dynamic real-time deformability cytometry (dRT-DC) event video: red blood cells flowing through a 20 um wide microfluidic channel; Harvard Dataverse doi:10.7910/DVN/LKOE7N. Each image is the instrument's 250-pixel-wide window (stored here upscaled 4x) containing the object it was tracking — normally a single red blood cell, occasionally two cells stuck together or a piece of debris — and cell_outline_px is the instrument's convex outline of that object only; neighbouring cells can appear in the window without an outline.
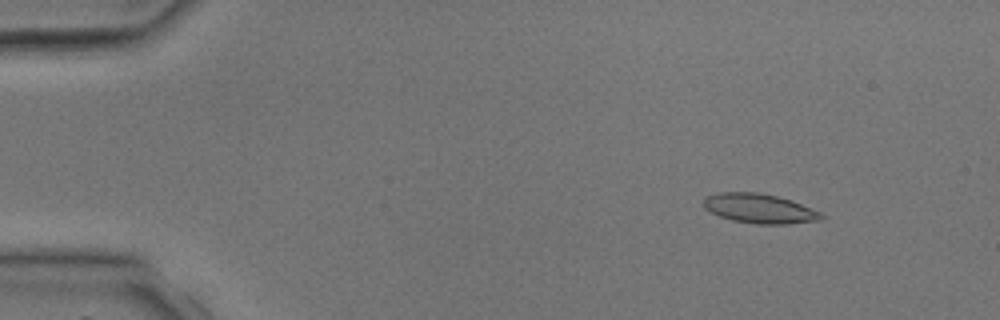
{"species": "common noctule bat (a hibernating species)", "species_latin": "Nyctalus noctula", "temperature_condition": "room temperature", "stored_images_in_passage": 3, "camera_frame_rate_fps": 3000, "um_per_image_px": 0.085, "animal": {"sex": "male", "body_mass_g": 17.9, "forearm_length_mm": 54.2}, "frame": {"image": 1, "passage_image": 1, "time_ms": 0.0, "image_size_px": [1000, 320], "cell_outline_px": [[824, 216], [820, 220], [788, 224], [756, 224], [732, 220], [720, 216], [704, 208], [704, 196], [720, 192], [760, 192], [792, 200], [820, 212]], "centroid_in_image_um": [64.54, 17.72], "position_along_channel_um": 20.5, "area_um2": 20.23}}
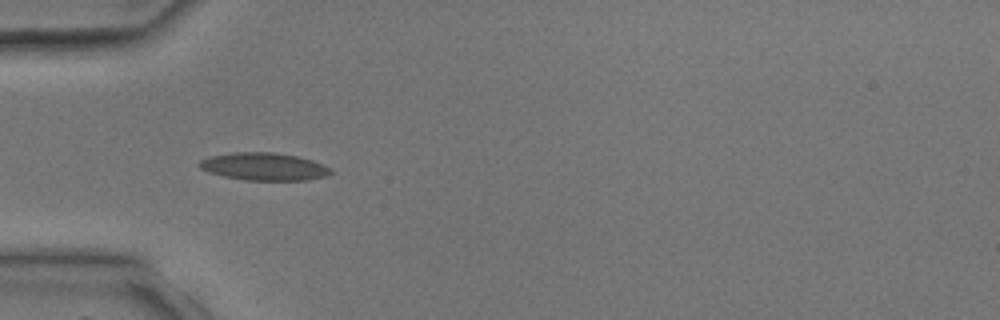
{"frame": {"image": 2, "passage_image": 3, "time_ms": 2.667, "image_size_px": [1000, 320], "cell_outline_px": [[332, 172], [328, 176], [308, 180], [244, 180], [224, 176], [208, 172], [200, 168], [196, 164], [200, 160], [212, 156], [236, 152], [272, 152], [300, 156], [324, 164], [332, 168]], "centroid_in_image_um": [22.48, 14.16], "position_along_channel_um": 62.5, "area_um2": 21.33}}